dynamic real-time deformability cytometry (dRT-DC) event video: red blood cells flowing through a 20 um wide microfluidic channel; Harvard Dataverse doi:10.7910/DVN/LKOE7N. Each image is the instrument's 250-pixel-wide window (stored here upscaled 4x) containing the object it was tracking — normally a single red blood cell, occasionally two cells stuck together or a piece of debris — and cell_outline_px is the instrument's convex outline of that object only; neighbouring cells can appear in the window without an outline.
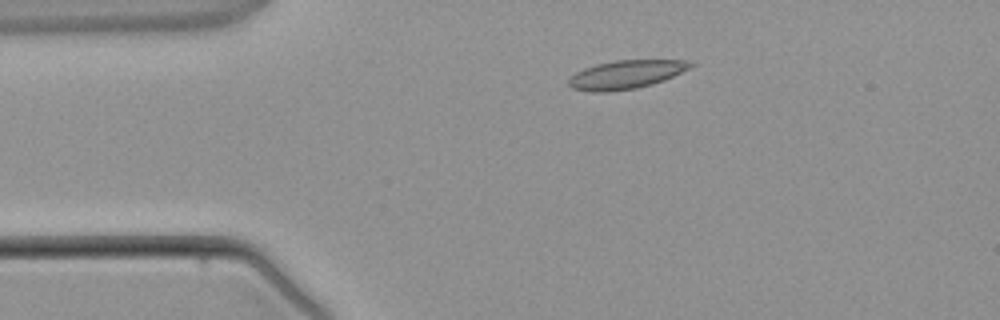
{"species": "common noctule bat (a hibernating species)", "species_latin": "Nyctalus noctula", "temperature_condition": "warm", "stored_images_in_passage": 2, "camera_frame_rate_fps": 3000, "um_per_image_px": 0.085, "animal": {"sex": "male", "body_mass_g": 21.5, "forearm_length_mm": 52.0}, "frame": {"image": 1, "passage_image": 1, "time_ms": 0.0, "image_size_px": [1000, 320], "cell_outline_px": [[696, 64], [664, 80], [652, 84], [636, 88], [608, 92], [592, 92], [572, 88], [568, 84], [568, 80], [576, 72], [584, 68], [596, 64], [616, 60], [688, 60]], "centroid_in_image_um": [53.19, 6.33], "position_along_channel_um": 31.8, "area_um2": 20.11}}